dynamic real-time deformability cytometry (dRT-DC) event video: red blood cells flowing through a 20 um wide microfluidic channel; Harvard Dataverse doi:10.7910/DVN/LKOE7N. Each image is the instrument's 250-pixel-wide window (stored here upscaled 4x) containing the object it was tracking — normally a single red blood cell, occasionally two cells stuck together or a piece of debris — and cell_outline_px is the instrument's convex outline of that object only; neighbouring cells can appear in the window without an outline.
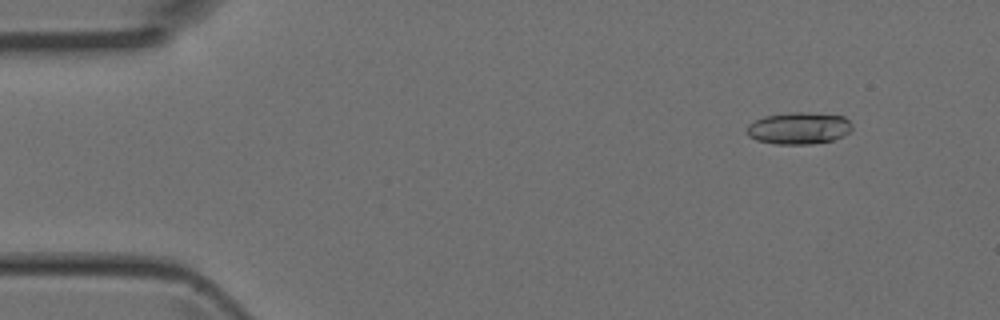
{"species": "Egyptian fruit bat (a non-hibernating species)", "species_latin": "Rousettus aegyptiacus", "temperature_condition": "room temperature", "stored_images_in_passage": 6, "camera_frame_rate_fps": 3000, "um_per_image_px": 0.085, "animal": {"sex": "female"}, "frame": {"image": 1, "passage_image": 6, "time_ms": 1.667, "image_size_px": [1000, 320], "cell_outline_px": [[852, 128], [844, 136], [832, 140], [812, 144], [776, 144], [756, 140], [748, 136], [748, 124], [764, 116], [788, 112], [804, 112], [844, 116], [852, 124]], "centroid_in_image_um": [67.9, 10.89], "position_along_channel_um": 17.1, "area_um2": 19.59}}